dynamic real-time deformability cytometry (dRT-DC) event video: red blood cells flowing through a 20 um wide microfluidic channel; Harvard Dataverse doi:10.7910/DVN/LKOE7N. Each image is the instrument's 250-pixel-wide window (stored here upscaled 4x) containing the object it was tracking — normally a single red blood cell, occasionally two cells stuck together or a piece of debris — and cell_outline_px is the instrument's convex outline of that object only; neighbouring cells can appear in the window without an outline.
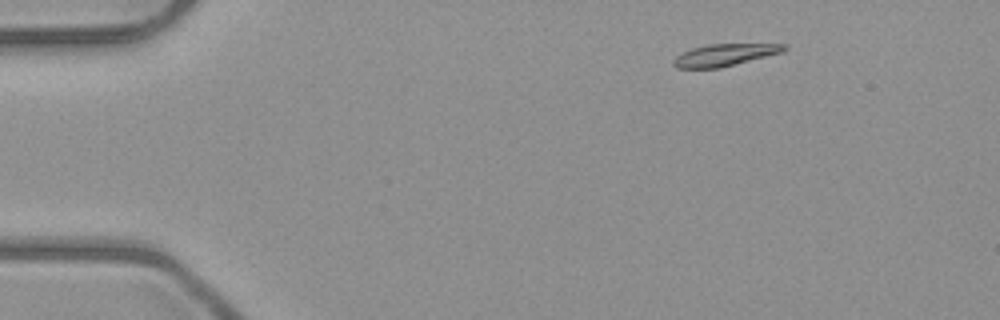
{"species": "common noctule bat (a hibernating species)", "species_latin": "Nyctalus noctula", "temperature_condition": "room temperature", "stored_images_in_passage": 5, "camera_frame_rate_fps": 3000, "um_per_image_px": 0.085, "animal": {"sex": "male", "body_mass_g": 23.1, "forearm_length_mm": 52.7}, "frame": {"image": 1, "passage_image": 2, "time_ms": 1.0, "image_size_px": [1000, 320], "cell_outline_px": [[788, 48], [784, 52], [720, 68], [676, 68], [672, 64], [672, 60], [676, 56], [692, 48], [708, 44], [788, 44]], "centroid_in_image_um": [61.62, 4.67], "position_along_channel_um": 23.4, "area_um2": 14.28}}